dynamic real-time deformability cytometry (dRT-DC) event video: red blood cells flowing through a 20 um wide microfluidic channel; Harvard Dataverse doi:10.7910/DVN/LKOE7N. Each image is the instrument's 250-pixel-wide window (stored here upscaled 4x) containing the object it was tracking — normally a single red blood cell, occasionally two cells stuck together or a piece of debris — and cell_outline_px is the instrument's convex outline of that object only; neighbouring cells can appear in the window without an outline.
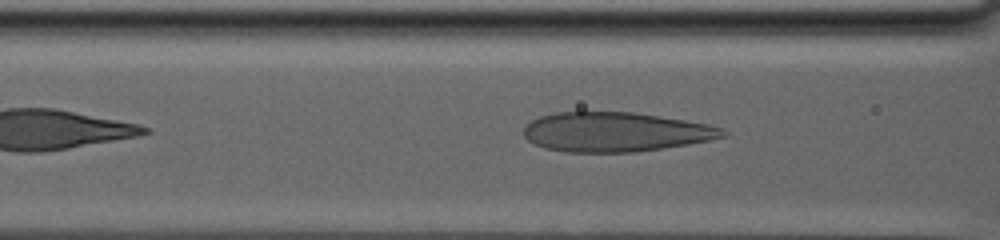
{"species": "human", "species_latin": "Homo sapiens", "temperature_condition": "warm", "stored_images_in_passage": 51, "camera_frame_rate_fps": 3000, "um_per_image_px": 0.085, "donor": {"sex": "male"}, "frame": {"image": 1, "passage_image": 8, "time_ms": 2.333, "image_size_px": [1000, 240], "cell_outline_px": [[728, 132], [724, 136], [708, 140], [688, 144], [632, 152], [568, 152], [544, 148], [528, 140], [524, 136], [524, 128], [532, 120], [540, 116], [556, 112], [632, 112], [684, 120], [708, 124], [720, 128]], "centroid_in_image_um": [52.28, 11.21], "position_along_channel_um": 114.3, "area_um2": 45.32}}
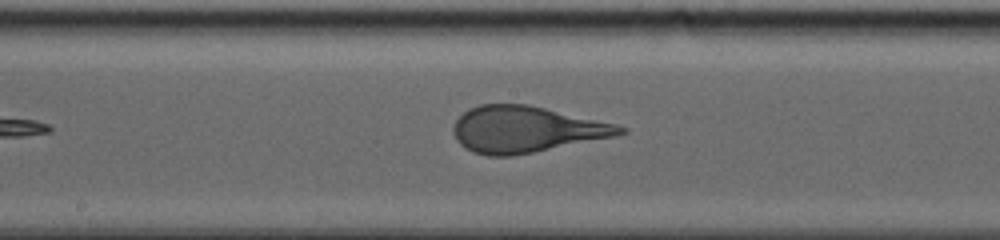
{"frame": {"image": 2, "passage_image": 19, "time_ms": 6.0, "image_size_px": [1000, 240], "cell_outline_px": [[628, 132], [616, 136], [512, 156], [488, 156], [472, 152], [464, 148], [456, 140], [452, 132], [452, 128], [456, 120], [468, 108], [480, 104], [528, 104], [616, 124], [628, 128]], "centroid_in_image_um": [44.68, 11.0], "position_along_channel_um": 203.5, "area_um2": 44.97}}
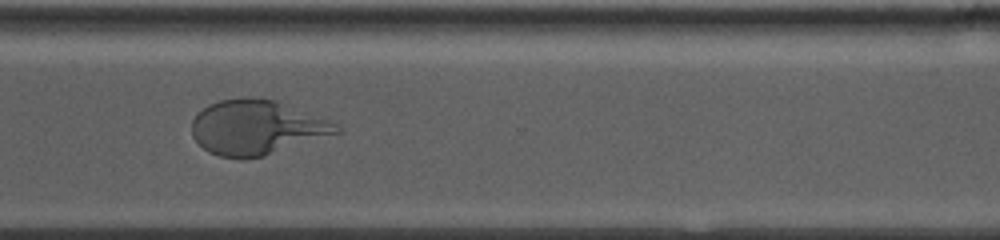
{"frame": {"image": 3, "passage_image": 37, "time_ms": 12.0, "image_size_px": [1000, 240], "cell_outline_px": [[340, 132], [264, 156], [244, 160], [240, 160], [220, 156], [208, 152], [192, 136], [192, 120], [196, 112], [208, 104], [220, 100], [244, 96], [252, 96], [276, 100], [328, 120], [336, 124], [340, 128]], "centroid_in_image_um": [21.75, 10.83], "position_along_channel_um": 348.9, "area_um2": 46.24}, "authors_computed_cell_mechanics": {"area_um2": 44.9684, "velocity_mm_per_s": 2.4255, "shape_relaxation_time_tau1_ms": 8.533, "shape_relaxation_time_tau2_ms": null, "deformation_change_tau1": 0.2696, "deformation_change_tau2": null}}